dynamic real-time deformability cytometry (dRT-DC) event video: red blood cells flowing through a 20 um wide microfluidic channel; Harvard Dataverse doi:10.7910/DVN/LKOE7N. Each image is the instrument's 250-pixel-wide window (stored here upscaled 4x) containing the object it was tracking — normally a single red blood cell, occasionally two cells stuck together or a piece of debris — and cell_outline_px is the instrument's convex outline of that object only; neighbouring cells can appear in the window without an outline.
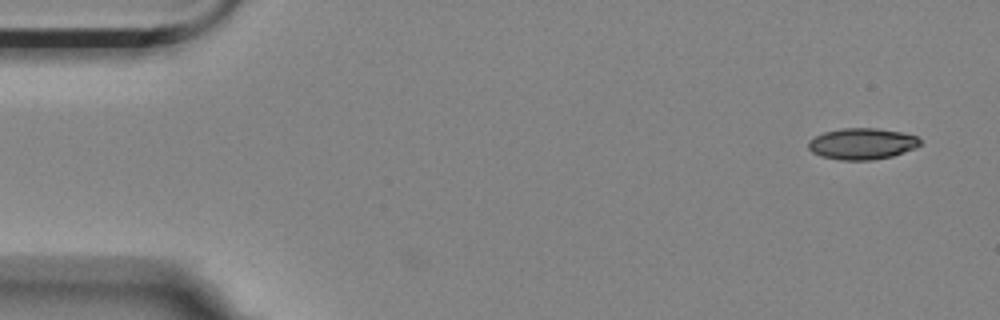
{"species": "Egyptian fruit bat (a non-hibernating species)", "species_latin": "Rousettus aegyptiacus", "temperature_condition": "room temperature", "stored_images_in_passage": 4, "camera_frame_rate_fps": 3000, "um_per_image_px": 0.085, "animal": {"sex": "female"}, "frame": {"image": 1, "passage_image": 4, "time_ms": 1.0, "image_size_px": [1000, 320], "cell_outline_px": [[920, 144], [916, 148], [892, 156], [872, 160], [840, 160], [820, 156], [812, 152], [808, 148], [808, 140], [824, 132], [844, 128], [876, 128], [900, 132], [916, 136], [920, 140]], "centroid_in_image_um": [73.25, 12.22], "position_along_channel_um": 11.7, "area_um2": 20.35}}